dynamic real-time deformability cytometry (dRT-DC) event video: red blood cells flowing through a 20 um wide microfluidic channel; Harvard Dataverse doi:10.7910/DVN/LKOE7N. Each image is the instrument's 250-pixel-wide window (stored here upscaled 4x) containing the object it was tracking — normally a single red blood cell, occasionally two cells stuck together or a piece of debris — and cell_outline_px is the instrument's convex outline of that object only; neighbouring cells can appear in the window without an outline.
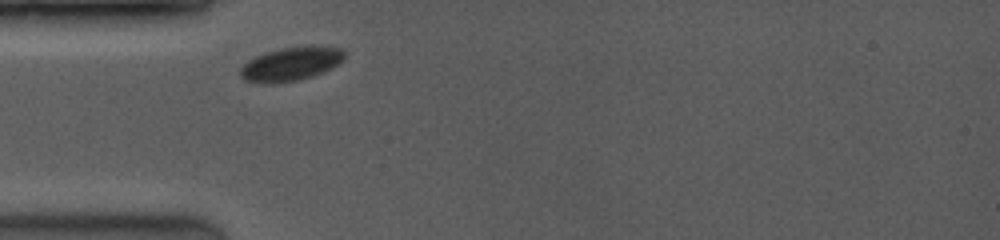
{"species": "common noctule bat (a hibernating species)", "species_latin": "Nyctalus noctula", "temperature_condition": "room temperature", "stored_images_in_passage": 5, "camera_frame_rate_fps": 3500, "um_per_image_px": 0.085, "animal": {"sex": "female", "body_mass_g": 19.0, "forearm_length_mm": 53.3}, "frame": {"image": 1, "passage_image": 1, "time_ms": 0.0, "image_size_px": [1000, 240], "cell_outline_px": [[344, 60], [340, 64], [332, 68], [312, 76], [296, 80], [272, 84], [264, 84], [244, 80], [240, 76], [240, 68], [248, 60], [256, 56], [280, 48], [312, 44], [344, 48]], "centroid_in_image_um": [24.77, 5.41], "position_along_channel_um": 60.2, "area_um2": 20.87}}